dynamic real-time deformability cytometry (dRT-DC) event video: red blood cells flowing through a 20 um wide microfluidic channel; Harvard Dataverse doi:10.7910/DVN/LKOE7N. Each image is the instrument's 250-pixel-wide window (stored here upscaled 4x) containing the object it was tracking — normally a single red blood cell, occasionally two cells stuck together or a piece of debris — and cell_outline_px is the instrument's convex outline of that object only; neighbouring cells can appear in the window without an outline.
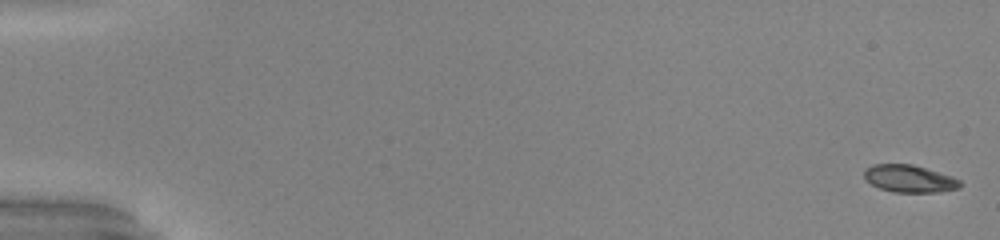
{"species": "common noctule bat (a hibernating species)", "species_latin": "Nyctalus noctula", "temperature_condition": "warm", "stored_images_in_passage": 52, "camera_frame_rate_fps": 3000, "um_per_image_px": 0.085, "animal": {"sex": "male", "body_mass_g": 20.0, "forearm_length_mm": 53.3}, "frame": {"image": 1, "passage_image": 1, "time_ms": 0.0, "image_size_px": [1000, 240], "cell_outline_px": [[960, 188], [940, 192], [892, 192], [880, 188], [864, 180], [864, 168], [872, 164], [912, 164], [952, 176], [960, 180]], "centroid_in_image_um": [77.27, 15.18], "position_along_channel_um": 7.7, "area_um2": 15.37}}
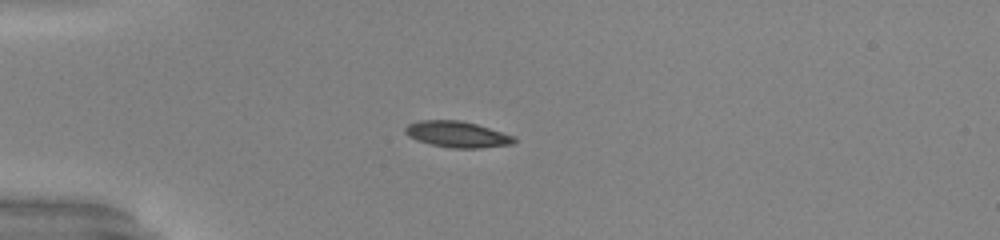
{"frame": {"image": 2, "passage_image": 15, "time_ms": 4.667, "image_size_px": [1000, 240], "cell_outline_px": [[516, 140], [512, 144], [480, 148], [452, 148], [432, 144], [416, 140], [408, 136], [404, 132], [404, 128], [408, 124], [420, 120], [460, 120], [476, 124], [516, 136]], "centroid_in_image_um": [38.86, 11.41], "position_along_channel_um": 46.1, "area_um2": 16.59}}
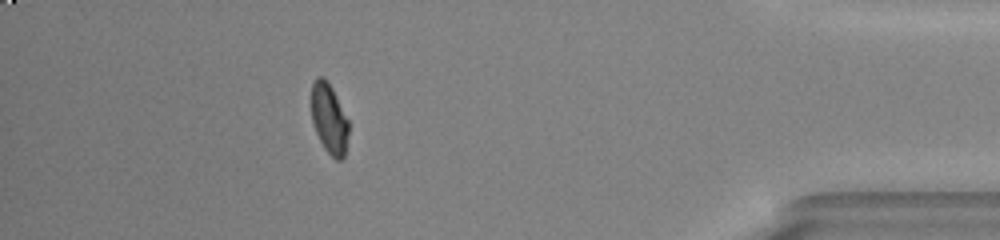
{"frame": {"image": 3, "passage_image": 47, "time_ms": 15.333, "image_size_px": [1000, 240], "cell_outline_px": [[348, 132], [344, 156], [340, 160], [336, 160], [324, 148], [312, 124], [312, 84], [316, 76], [324, 76], [332, 88], [348, 120]], "centroid_in_image_um": [27.96, 10.06], "position_along_channel_um": 407.2, "area_um2": 15.03}, "authors_computed_cell_mechanics": {"area_um2": 16.1551, "velocity_mm_per_s": 4.0436, "shape_relaxation_time_tau1_ms": 4.9566, "shape_relaxation_time_tau2_ms": 2.5103, "deformation_change_tau1": 0.1766, "deformation_change_tau2": 0.0665}}